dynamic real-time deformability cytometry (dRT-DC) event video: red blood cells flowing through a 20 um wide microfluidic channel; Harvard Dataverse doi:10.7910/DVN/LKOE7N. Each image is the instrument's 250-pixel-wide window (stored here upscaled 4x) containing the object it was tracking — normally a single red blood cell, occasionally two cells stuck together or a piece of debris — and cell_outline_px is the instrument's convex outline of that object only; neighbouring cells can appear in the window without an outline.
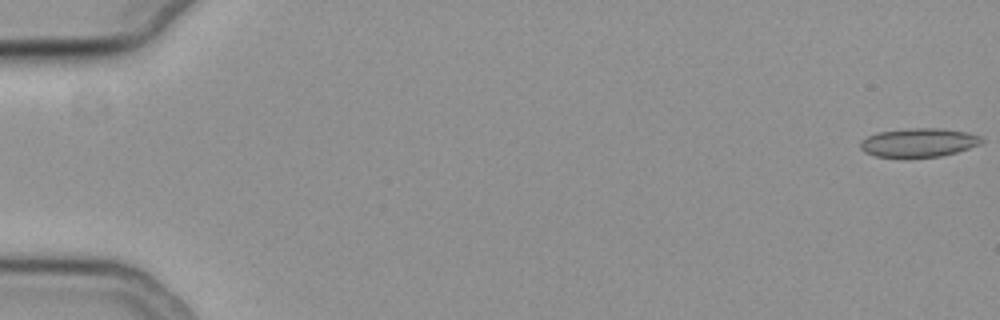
{"species": "common noctule bat (a hibernating species)", "species_latin": "Nyctalus noctula", "temperature_condition": "cold", "stored_images_in_passage": 56, "camera_frame_rate_fps": 3000, "um_per_image_px": 0.085, "animal": {"sex": "female", "body_mass_g": 19.3, "forearm_length_mm": 54.1}, "frame": {"image": 1, "passage_image": 1, "time_ms": 0.0, "image_size_px": [1000, 320], "cell_outline_px": [[984, 140], [980, 144], [956, 152], [940, 156], [908, 160], [876, 156], [864, 152], [860, 148], [860, 140], [876, 132], [908, 128], [944, 128], [968, 132], [980, 136]], "centroid_in_image_um": [78.04, 12.14], "position_along_channel_um": 7.0, "area_um2": 21.1}}
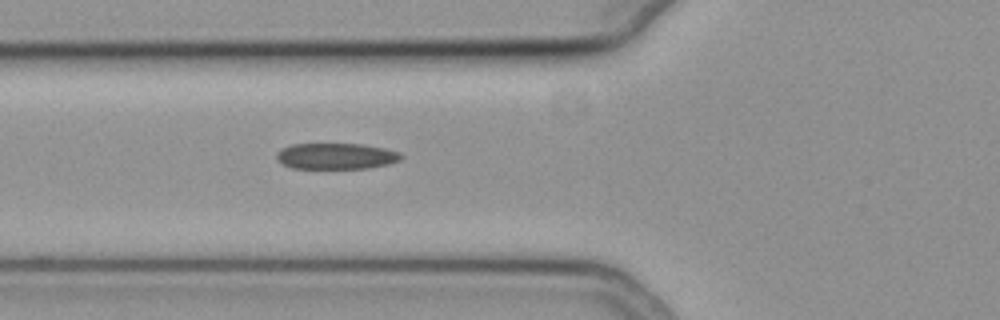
{"frame": {"image": 2, "passage_image": 22, "time_ms": 7.0, "image_size_px": [1000, 320], "cell_outline_px": [[404, 156], [400, 160], [388, 164], [368, 168], [292, 168], [284, 164], [276, 156], [276, 152], [280, 148], [292, 144], [364, 144], [384, 148], [400, 152]], "centroid_in_image_um": [28.59, 13.26], "position_along_channel_um": 97.2, "area_um2": 18.9}}
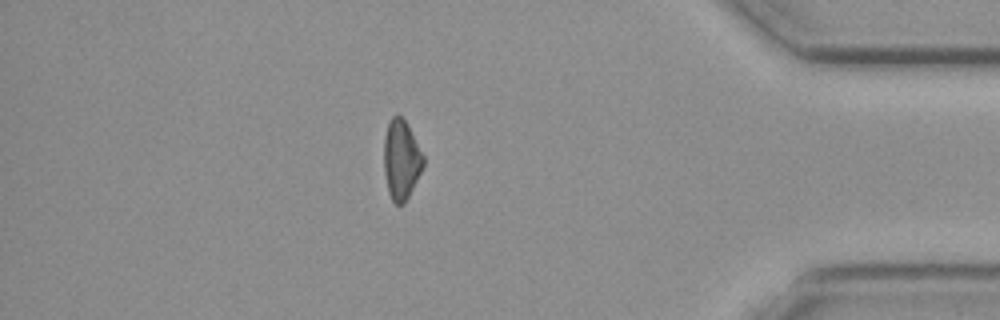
{"frame": {"image": 3, "passage_image": 49, "time_ms": 16.0, "image_size_px": [1000, 320], "cell_outline_px": [[424, 164], [404, 204], [396, 204], [392, 200], [388, 192], [384, 172], [384, 136], [388, 124], [392, 116], [396, 112], [408, 124], [424, 156]], "centroid_in_image_um": [34.09, 13.54], "position_along_channel_um": 401.1, "area_um2": 18.21}, "authors_computed_cell_mechanics": {"area_um2": 19.6231, "velocity_mm_per_s": 3.7816, "shape_relaxation_time_tau1_ms": 4.4458, "shape_relaxation_time_tau2_ms": 3.3361, "deformation_change_tau1": 0.1193, "deformation_change_tau2": 0.1293}}